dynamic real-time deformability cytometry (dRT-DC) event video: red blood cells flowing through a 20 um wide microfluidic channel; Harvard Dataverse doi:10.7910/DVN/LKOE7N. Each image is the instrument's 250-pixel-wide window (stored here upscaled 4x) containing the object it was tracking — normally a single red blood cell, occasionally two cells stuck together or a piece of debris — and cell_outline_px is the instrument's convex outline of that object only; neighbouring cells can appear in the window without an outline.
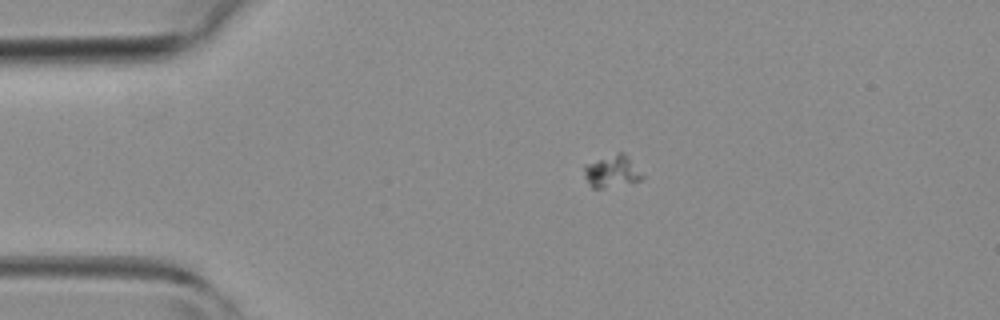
{"species": "common noctule bat (a hibernating species)", "species_latin": "Nyctalus noctula", "temperature_condition": "room temperature", "stored_images_in_passage": 3, "camera_frame_rate_fps": 3000, "um_per_image_px": 0.085, "animal": {"sex": "female", "body_mass_g": 19.3, "forearm_length_mm": 54.1}, "frame": {"image": 1, "passage_image": 1, "time_ms": 0.0, "image_size_px": [1000, 320], "cell_outline_px": [[644, 176], [640, 180], [604, 188], [592, 188], [588, 184], [584, 176], [584, 164], [620, 152], [624, 152], [628, 156]], "centroid_in_image_um": [51.98, 14.57], "position_along_channel_um": 33.0, "area_um2": 10.75}}
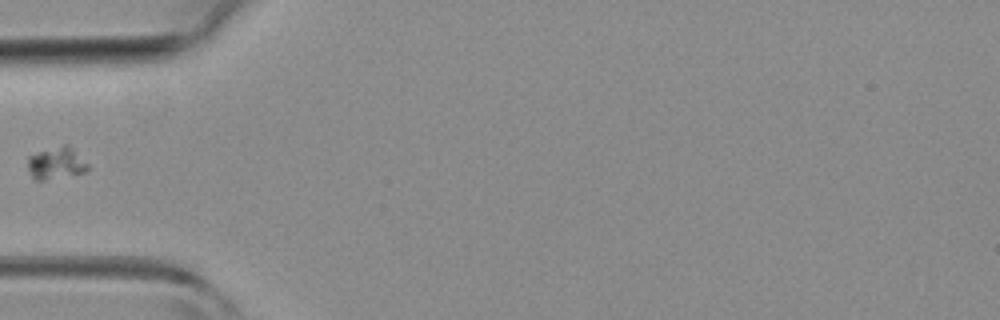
{"frame": {"image": 2, "passage_image": 3, "time_ms": 2.0, "image_size_px": [1000, 320], "cell_outline_px": [[88, 168], [84, 172], [44, 180], [36, 180], [32, 176], [28, 168], [28, 156], [64, 144], [68, 144], [88, 164]], "centroid_in_image_um": [4.77, 13.87], "position_along_channel_um": 80.2, "area_um2": 10.87}}